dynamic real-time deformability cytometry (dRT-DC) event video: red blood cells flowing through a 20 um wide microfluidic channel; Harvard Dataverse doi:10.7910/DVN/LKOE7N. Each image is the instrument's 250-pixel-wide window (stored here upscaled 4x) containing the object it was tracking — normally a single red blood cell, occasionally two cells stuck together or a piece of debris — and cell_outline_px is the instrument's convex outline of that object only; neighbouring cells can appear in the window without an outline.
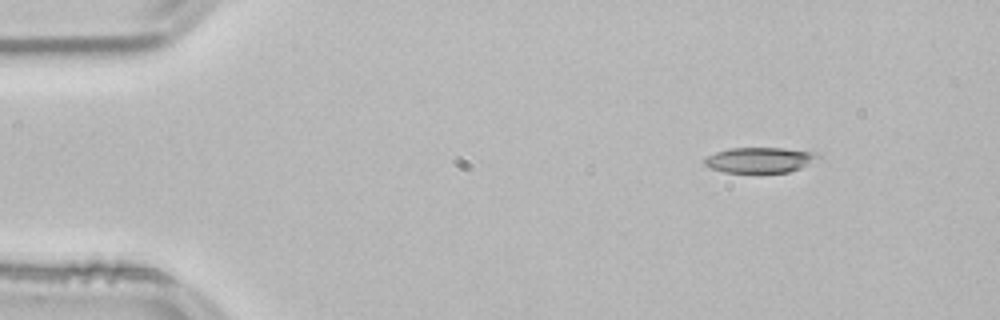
{"species": "common noctule bat (a hibernating species)", "species_latin": "Nyctalus noctula", "temperature_condition": "room temperature", "stored_images_in_passage": 47, "camera_frame_rate_fps": 3000, "um_per_image_px": 0.085, "animal": {"sex": "male", "body_mass_g": 21.5, "forearm_length_mm": 52.0}, "frame": {"image": 1, "passage_image": 1, "time_ms": 0.0, "image_size_px": [1000, 320], "cell_outline_px": [[824, 156], [800, 168], [788, 172], [724, 172], [712, 168], [704, 164], [700, 160], [716, 152], [728, 148], [784, 148], [820, 152]], "centroid_in_image_um": [64.63, 13.58], "position_along_channel_um": 20.4, "area_um2": 16.99}}
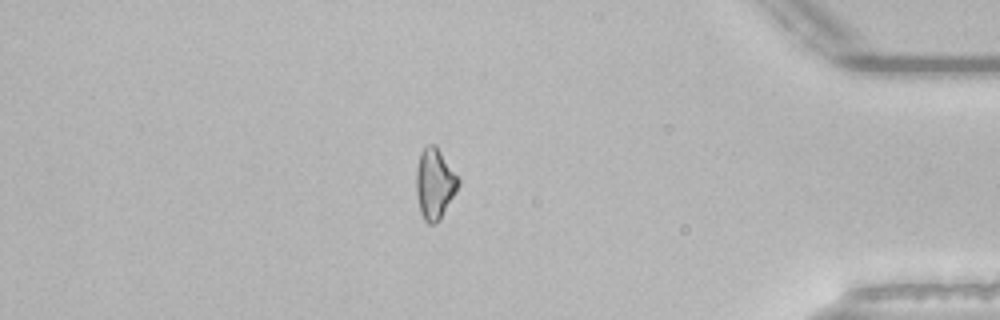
{"frame": {"image": 2, "passage_image": 40, "time_ms": 13.0, "image_size_px": [1000, 320], "cell_outline_px": [[460, 184], [456, 192], [440, 220], [436, 224], [428, 224], [424, 220], [420, 212], [416, 192], [416, 168], [420, 152], [428, 144], [436, 144], [460, 180]], "centroid_in_image_um": [36.94, 15.62], "position_along_channel_um": 398.3, "area_um2": 17.51}}
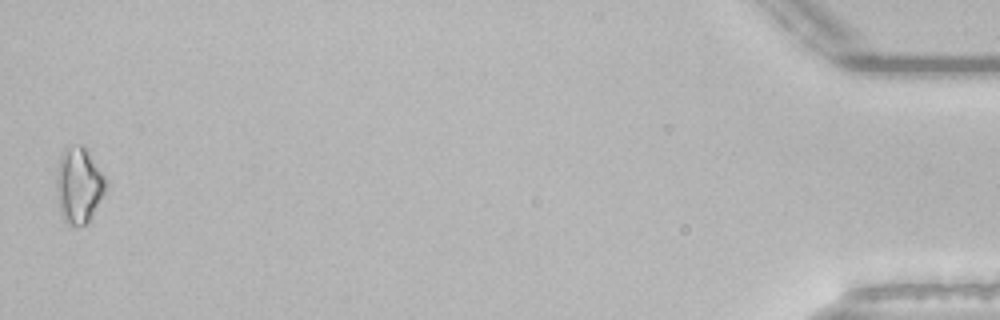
{"frame": {"image": 3, "passage_image": 47, "time_ms": 15.333, "image_size_px": [1000, 320], "cell_outline_px": [[108, 184], [88, 224], [68, 224], [64, 220], [60, 212], [56, 188], [56, 180], [60, 156], [64, 148], [80, 144], [84, 144], [88, 148], [104, 176]], "centroid_in_image_um": [6.71, 15.7], "position_along_channel_um": 428.5, "area_um2": 21.85}}